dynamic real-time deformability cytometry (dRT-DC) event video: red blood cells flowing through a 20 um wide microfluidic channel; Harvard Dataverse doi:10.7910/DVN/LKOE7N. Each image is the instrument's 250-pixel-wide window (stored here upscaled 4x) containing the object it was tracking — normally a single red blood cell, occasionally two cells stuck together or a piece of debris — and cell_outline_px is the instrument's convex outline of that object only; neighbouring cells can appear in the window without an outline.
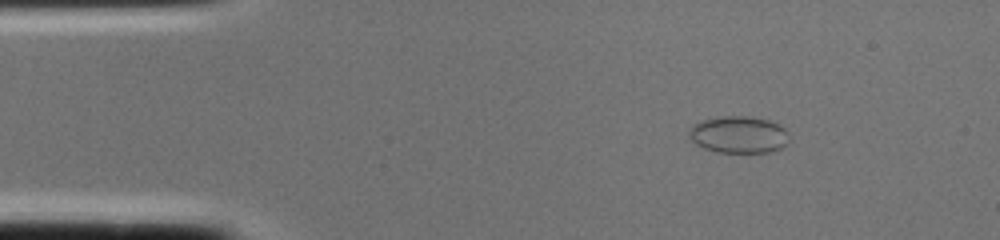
{"species": "common noctule bat (a hibernating species)", "species_latin": "Nyctalus noctula", "temperature_condition": "cold", "stored_images_in_passage": 1, "camera_frame_rate_fps": 3000, "um_per_image_px": 0.085, "animal": {"sex": "female", "body_mass_g": 22.0, "forearm_length_mm": 56.7}, "frame": {"image": 1, "passage_image": 1, "time_ms": 0.0, "image_size_px": [1000, 240], "cell_outline_px": [[788, 140], [780, 148], [768, 152], [716, 152], [704, 148], [696, 144], [688, 136], [688, 132], [692, 124], [704, 120], [724, 116], [752, 116], [768, 120], [784, 128], [788, 132]], "centroid_in_image_um": [62.76, 11.44], "position_along_channel_um": 22.2, "area_um2": 21.44}}